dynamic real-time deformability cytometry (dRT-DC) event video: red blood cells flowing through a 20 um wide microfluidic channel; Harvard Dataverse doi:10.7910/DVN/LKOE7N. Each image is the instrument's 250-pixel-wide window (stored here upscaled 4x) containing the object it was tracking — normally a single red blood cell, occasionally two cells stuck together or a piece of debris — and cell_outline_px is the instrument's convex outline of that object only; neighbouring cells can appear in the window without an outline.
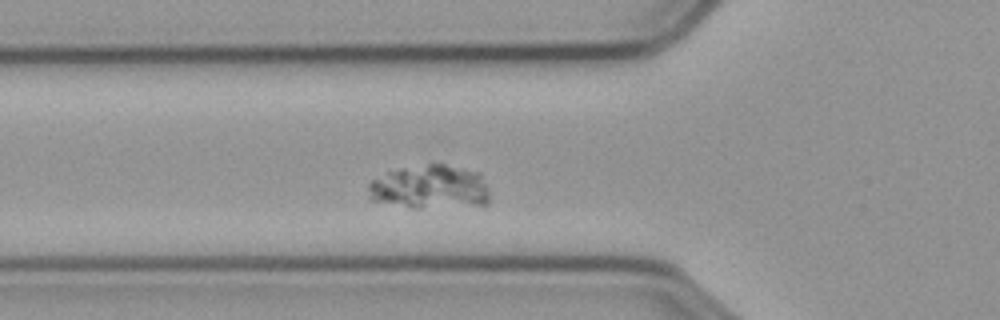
{"species": "common noctule bat (a hibernating species)", "species_latin": "Nyctalus noctula", "temperature_condition": "cold", "stored_images_in_passage": 49, "camera_frame_rate_fps": 3000, "um_per_image_px": 0.085, "animal": {"sex": "male", "body_mass_g": 23.1, "forearm_length_mm": 52.7}, "frame": {"image": 1, "passage_image": 9, "time_ms": 2.667, "image_size_px": [1000, 320], "cell_outline_px": [[488, 204], [420, 208], [412, 208], [368, 200], [368, 184], [372, 180], [388, 172], [400, 168], [428, 164], [444, 164], [480, 172], [488, 188]], "centroid_in_image_um": [36.52, 15.9], "position_along_channel_um": 89.3, "area_um2": 31.1}}
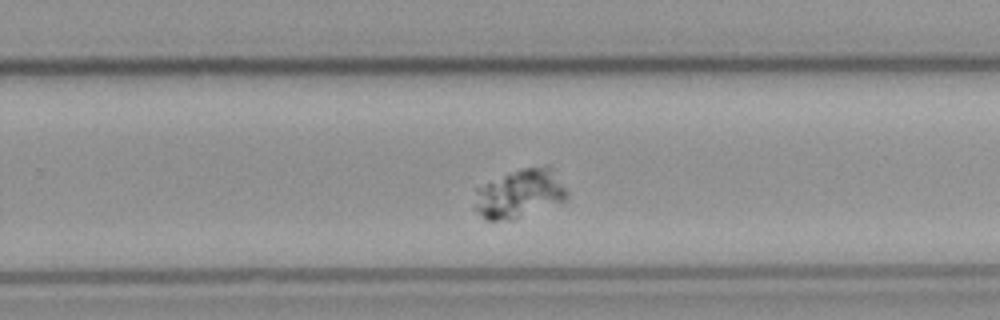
{"frame": {"image": 2, "passage_image": 26, "time_ms": 8.333, "image_size_px": [1000, 320], "cell_outline_px": [[568, 200], [560, 204], [512, 220], [484, 220], [476, 208], [476, 188], [504, 176], [524, 168], [552, 168], [568, 192]], "centroid_in_image_um": [44.23, 16.52], "position_along_channel_um": 285.6, "area_um2": 25.61}}
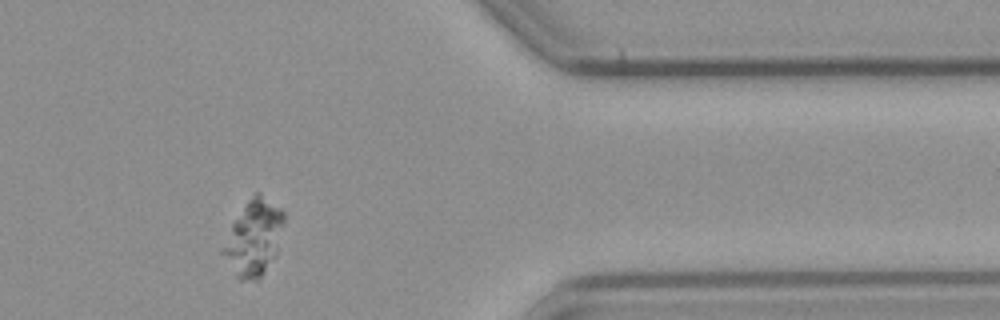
{"frame": {"image": 3, "passage_image": 37, "time_ms": 12.0, "image_size_px": [1000, 320], "cell_outline_px": [[284, 220], [276, 256], [260, 276], [256, 280], [240, 280], [236, 276], [220, 252], [220, 248], [232, 224], [256, 192], [260, 192], [280, 208], [284, 212]], "centroid_in_image_um": [21.56, 20.25], "position_along_channel_um": 389.8, "area_um2": 26.41}}